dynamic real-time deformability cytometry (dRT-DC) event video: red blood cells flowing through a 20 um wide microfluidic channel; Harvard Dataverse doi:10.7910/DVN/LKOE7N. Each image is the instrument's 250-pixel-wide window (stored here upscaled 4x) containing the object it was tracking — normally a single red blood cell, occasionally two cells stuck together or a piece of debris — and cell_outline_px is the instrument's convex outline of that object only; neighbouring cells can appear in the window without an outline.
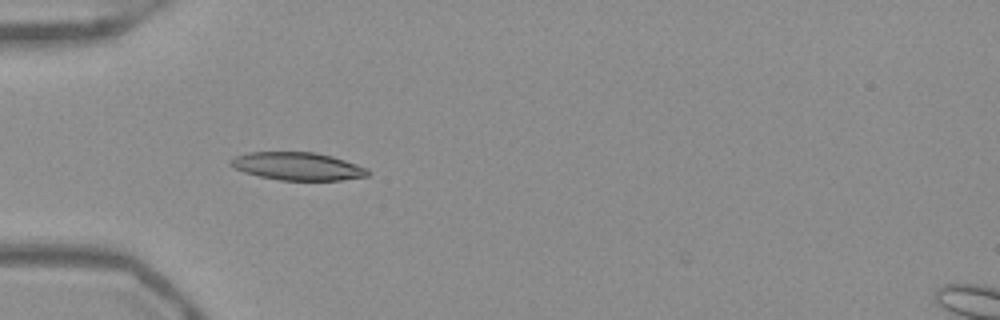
{"species": "Egyptian fruit bat (a non-hibernating species)", "species_latin": "Rousettus aegyptiacus", "temperature_condition": "warm", "stored_images_in_passage": 33, "camera_frame_rate_fps": 3000, "um_per_image_px": 0.085, "frame": {"image": 1, "passage_image": 1, "time_ms": 0.0, "image_size_px": [1000, 320], "cell_outline_px": [[368, 176], [340, 180], [280, 180], [260, 176], [244, 172], [228, 164], [228, 160], [236, 156], [248, 152], [316, 152], [332, 156], [356, 164], [364, 168], [368, 172]], "centroid_in_image_um": [25.25, 14.12], "position_along_channel_um": 59.8, "area_um2": 22.08}}
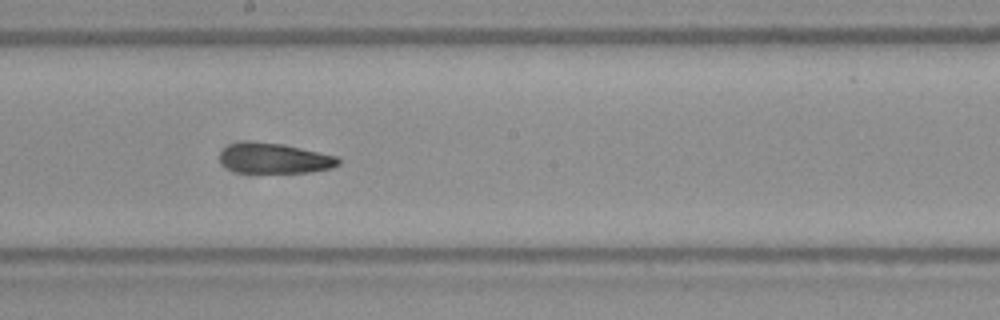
{"frame": {"image": 2, "passage_image": 14, "time_ms": 4.333, "image_size_px": [1000, 320], "cell_outline_px": [[340, 164], [332, 168], [308, 172], [236, 172], [228, 168], [220, 160], [220, 152], [224, 148], [232, 144], [284, 144], [340, 156]], "centroid_in_image_um": [23.44, 13.49], "position_along_channel_um": 224.8, "area_um2": 20.29}}
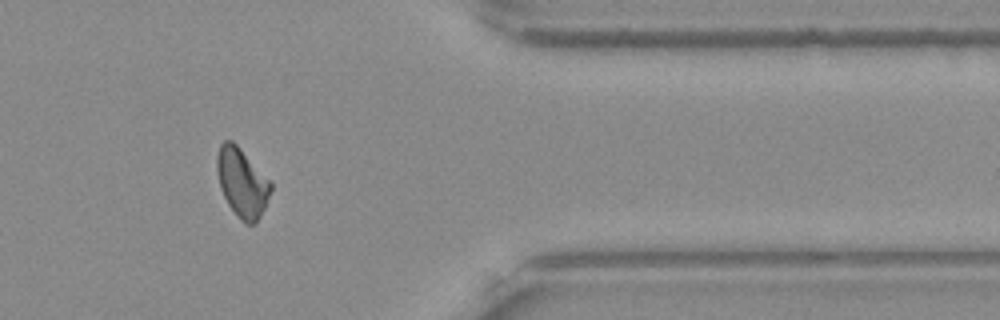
{"frame": {"image": 3, "passage_image": 28, "time_ms": 9.0, "image_size_px": [1000, 320], "cell_outline_px": [[272, 188], [264, 208], [256, 224], [248, 224], [240, 220], [236, 216], [228, 204], [220, 188], [216, 168], [216, 156], [220, 144], [224, 140], [232, 140], [240, 148], [272, 184]], "centroid_in_image_um": [20.54, 15.53], "position_along_channel_um": 390.9, "area_um2": 21.39}}